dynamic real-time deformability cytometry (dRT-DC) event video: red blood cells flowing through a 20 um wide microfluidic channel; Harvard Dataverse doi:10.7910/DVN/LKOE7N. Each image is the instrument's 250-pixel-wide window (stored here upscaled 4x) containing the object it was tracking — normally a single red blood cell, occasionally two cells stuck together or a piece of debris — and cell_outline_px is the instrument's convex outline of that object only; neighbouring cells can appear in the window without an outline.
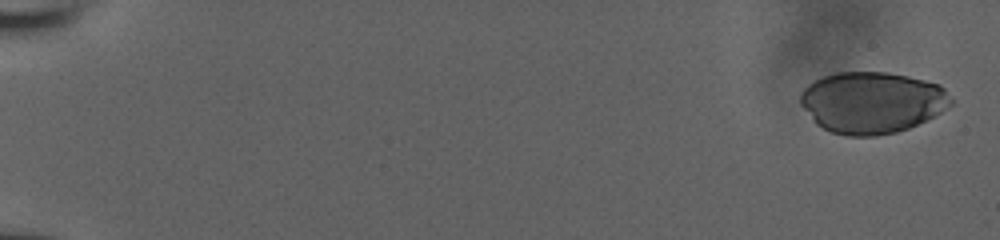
{"species": "human", "species_latin": "Homo sapiens", "temperature_condition": "room temperature", "stored_images_in_passage": 22, "camera_frame_rate_fps": 3000, "um_per_image_px": 0.085, "donor": {"sex": "male"}, "frame": {"image": 1, "passage_image": 1, "time_ms": 0.0, "image_size_px": [1000, 240], "cell_outline_px": [[952, 104], [948, 108], [908, 128], [896, 132], [876, 136], [848, 136], [832, 132], [816, 124], [800, 104], [800, 96], [804, 88], [808, 84], [824, 76], [836, 72], [884, 72], [908, 76], [940, 84], [944, 88], [952, 100]], "centroid_in_image_um": [74.11, 8.7], "position_along_channel_um": 10.9, "area_um2": 53.75}}